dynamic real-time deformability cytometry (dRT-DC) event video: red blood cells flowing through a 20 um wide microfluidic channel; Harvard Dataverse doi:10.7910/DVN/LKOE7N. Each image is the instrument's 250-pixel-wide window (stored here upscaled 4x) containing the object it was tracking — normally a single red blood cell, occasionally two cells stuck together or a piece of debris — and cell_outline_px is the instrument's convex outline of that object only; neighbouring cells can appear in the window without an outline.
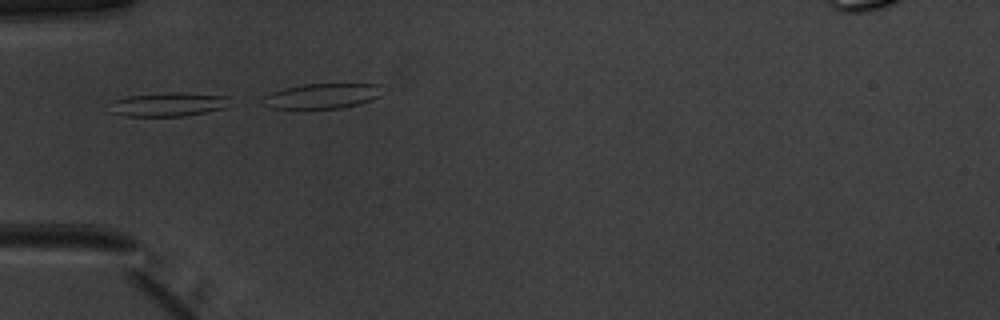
{"species": "common noctule bat (a hibernating species)", "species_latin": "Nyctalus noctula", "temperature_condition": "warm", "stored_images_in_passage": 14, "camera_frame_rate_fps": 3000, "um_per_image_px": 0.085, "animal": {"sex": "male", "body_mass_g": 20.1, "forearm_length_mm": 53.5}, "frame": {"image": 1, "passage_image": 10, "time_ms": 3.0, "image_size_px": [1000, 320], "cell_outline_px": [[228, 96], [224, 108], [184, 116], [124, 116], [112, 112], [112, 100], [128, 96], [168, 92], [176, 92]], "centroid_in_image_um": [14.25, 8.87], "position_along_channel_um": 70.8, "area_um2": 16.36}}